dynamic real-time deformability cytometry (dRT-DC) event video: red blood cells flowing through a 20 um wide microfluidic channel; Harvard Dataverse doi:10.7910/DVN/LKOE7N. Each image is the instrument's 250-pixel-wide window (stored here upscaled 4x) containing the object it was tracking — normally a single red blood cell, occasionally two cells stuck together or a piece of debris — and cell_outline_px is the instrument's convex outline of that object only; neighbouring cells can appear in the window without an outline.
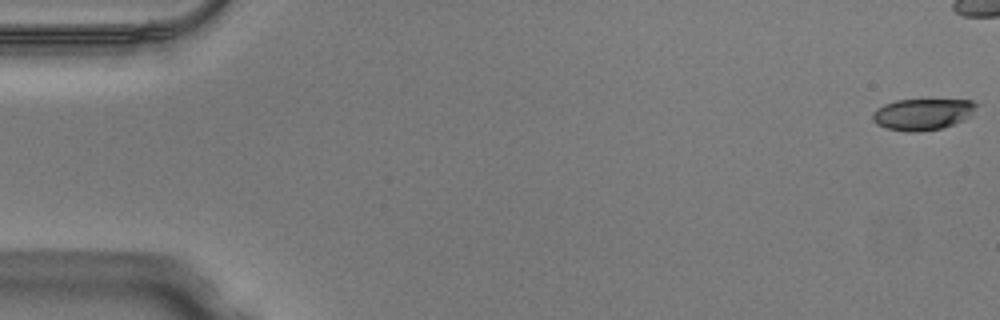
{"species": "Egyptian fruit bat (a non-hibernating species)", "species_latin": "Rousettus aegyptiacus", "temperature_condition": "warm", "stored_images_in_passage": 41, "camera_frame_rate_fps": 3000, "um_per_image_px": 0.085, "animal": {"sex": "male"}, "frame": {"image": 1, "passage_image": 1, "time_ms": 0.0, "image_size_px": [1000, 320], "cell_outline_px": [[980, 104], [972, 116], [964, 120], [940, 128], [916, 132], [908, 132], [888, 128], [876, 124], [872, 120], [872, 112], [876, 108], [884, 104], [896, 100], [972, 100]], "centroid_in_image_um": [78.44, 9.7], "position_along_channel_um": 6.6, "area_um2": 19.13}}
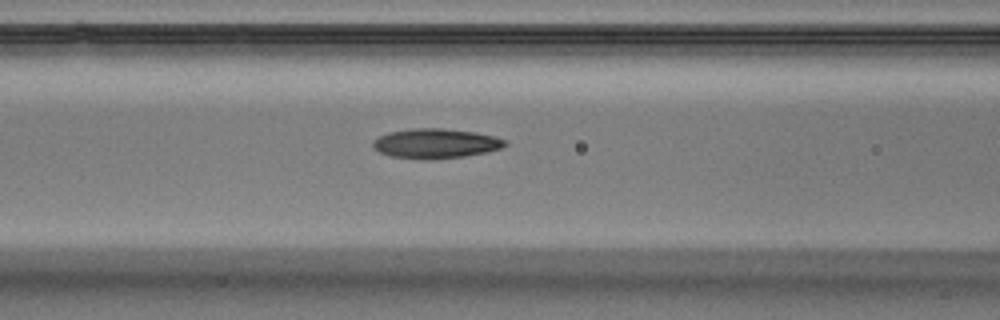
{"frame": {"image": 2, "passage_image": 21, "time_ms": 6.667, "image_size_px": [1000, 320], "cell_outline_px": [[508, 144], [500, 148], [484, 152], [464, 156], [392, 156], [380, 152], [372, 148], [372, 140], [388, 132], [412, 128], [444, 128], [476, 132], [508, 140]], "centroid_in_image_um": [37.04, 12.13], "position_along_channel_um": 129.6, "area_um2": 21.85}}
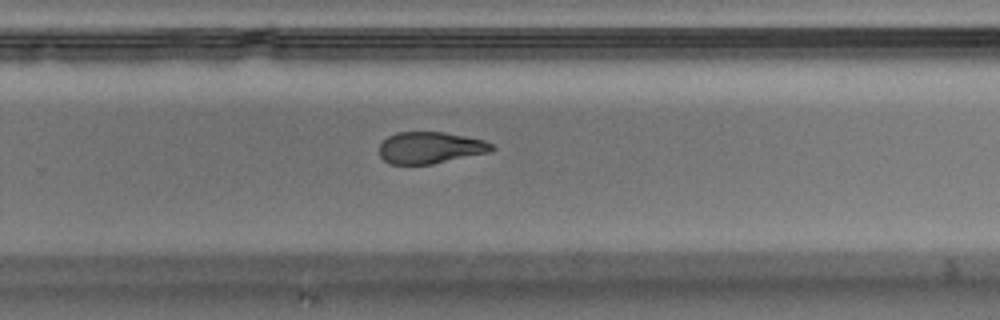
{"frame": {"image": 3, "passage_image": 33, "time_ms": 10.667, "image_size_px": [1000, 320], "cell_outline_px": [[496, 148], [488, 152], [432, 164], [388, 164], [380, 156], [380, 144], [388, 136], [396, 132], [444, 132], [484, 140], [492, 144]], "centroid_in_image_um": [36.55, 12.55], "position_along_channel_um": 293.3, "area_um2": 20.63}}